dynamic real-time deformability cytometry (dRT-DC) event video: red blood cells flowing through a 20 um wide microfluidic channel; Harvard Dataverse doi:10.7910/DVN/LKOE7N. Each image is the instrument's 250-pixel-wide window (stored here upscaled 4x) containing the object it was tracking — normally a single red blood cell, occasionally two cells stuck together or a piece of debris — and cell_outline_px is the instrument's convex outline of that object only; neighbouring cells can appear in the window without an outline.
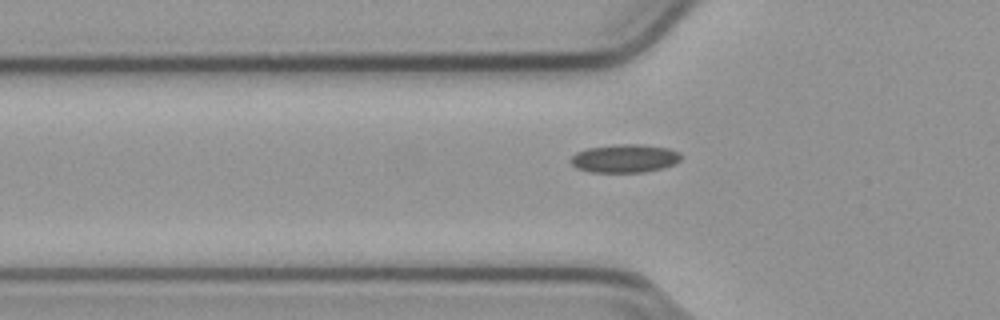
{"species": "common noctule bat (a hibernating species)", "species_latin": "Nyctalus noctula", "temperature_condition": "cold", "stored_images_in_passage": 36, "camera_frame_rate_fps": 3000, "um_per_image_px": 0.085, "animal": {"sex": "male", "body_mass_g": 23.1, "forearm_length_mm": 52.7}, "frame": {"image": 1, "passage_image": 4, "time_ms": 1.0, "image_size_px": [1000, 320], "cell_outline_px": [[680, 160], [676, 164], [664, 168], [644, 172], [592, 172], [576, 168], [568, 160], [576, 152], [588, 148], [620, 144], [636, 144], [668, 148], [680, 152]], "centroid_in_image_um": [53.1, 13.47], "position_along_channel_um": 72.7, "area_um2": 18.21}}
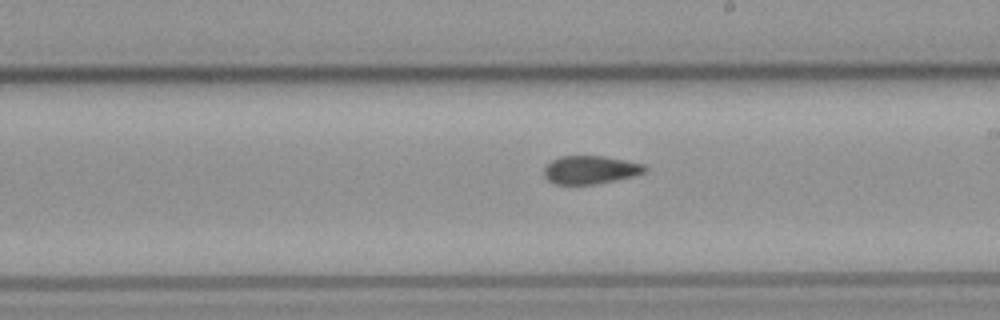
{"frame": {"image": 2, "passage_image": 17, "time_ms": 5.333, "image_size_px": [1000, 320], "cell_outline_px": [[648, 168], [644, 172], [632, 176], [592, 184], [556, 184], [548, 180], [544, 176], [544, 168], [552, 160], [560, 156], [604, 156], [644, 164]], "centroid_in_image_um": [50.16, 14.42], "position_along_channel_um": 238.8, "area_um2": 16.3}}
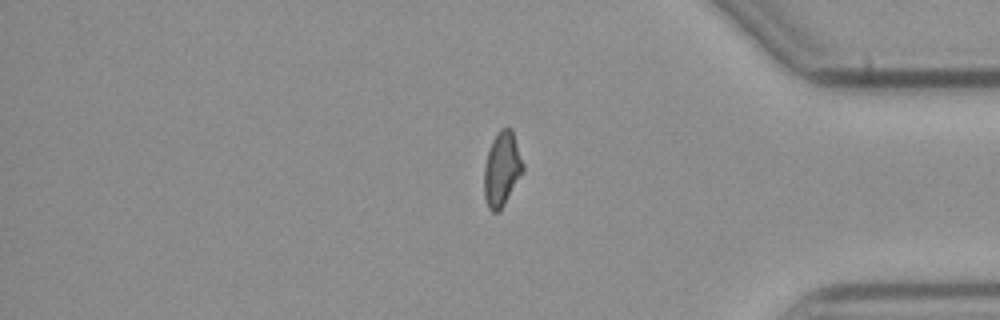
{"frame": {"image": 3, "passage_image": 31, "time_ms": 10.0, "image_size_px": [1000, 320], "cell_outline_px": [[524, 172], [500, 212], [492, 212], [488, 208], [484, 196], [484, 164], [492, 140], [500, 128], [512, 128], [524, 164]], "centroid_in_image_um": [42.67, 14.39], "position_along_channel_um": 392.5, "area_um2": 17.17}}